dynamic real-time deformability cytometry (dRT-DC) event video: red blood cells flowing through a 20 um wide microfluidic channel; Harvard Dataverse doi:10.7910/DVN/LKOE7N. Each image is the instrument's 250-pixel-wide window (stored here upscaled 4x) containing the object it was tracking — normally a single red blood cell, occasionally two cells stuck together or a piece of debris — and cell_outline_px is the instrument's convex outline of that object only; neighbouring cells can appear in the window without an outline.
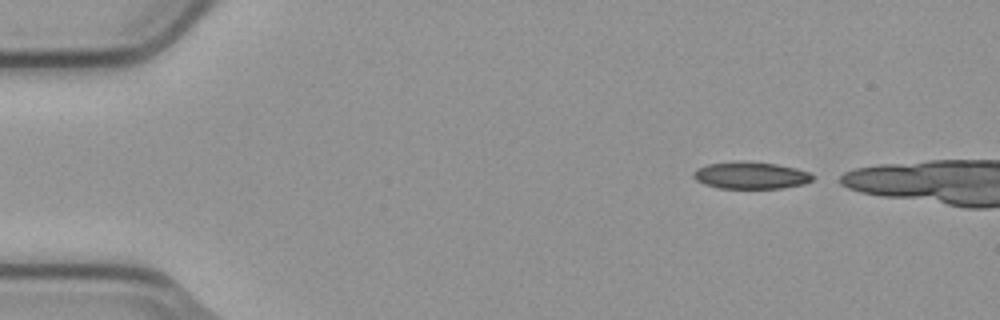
{"species": "common noctule bat (a hibernating species)", "species_latin": "Nyctalus noctula", "temperature_condition": "cold", "stored_images_in_passage": 3, "camera_frame_rate_fps": 3000, "um_per_image_px": 0.085, "animal": {"sex": "male", "body_mass_g": 23.1, "forearm_length_mm": 52.7}, "frame": {"image": 1, "passage_image": 1, "time_ms": 0.0, "image_size_px": [1000, 320], "cell_outline_px": [[816, 176], [812, 180], [804, 184], [780, 188], [720, 188], [704, 184], [696, 180], [692, 176], [692, 172], [696, 168], [708, 164], [740, 160], [776, 164], [796, 168], [808, 172]], "centroid_in_image_um": [63.79, 14.9], "position_along_channel_um": 21.2, "area_um2": 18.9}}